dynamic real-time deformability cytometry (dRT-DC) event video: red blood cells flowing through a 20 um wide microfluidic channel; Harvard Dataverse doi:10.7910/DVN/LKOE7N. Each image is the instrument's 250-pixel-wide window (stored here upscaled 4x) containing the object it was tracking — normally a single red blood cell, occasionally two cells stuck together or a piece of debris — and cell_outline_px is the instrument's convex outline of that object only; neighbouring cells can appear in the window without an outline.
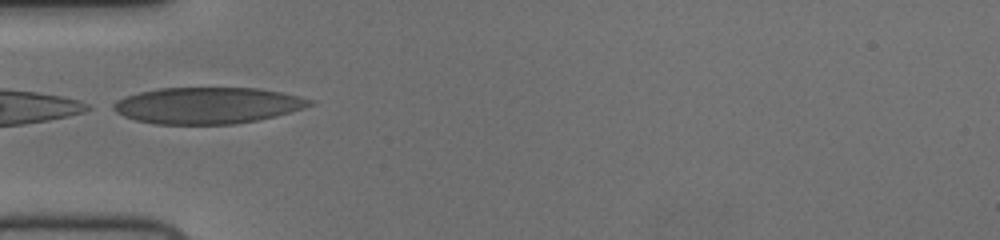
{"species": "human", "species_latin": "Homo sapiens", "temperature_condition": "cold", "stored_images_in_passage": 9, "camera_frame_rate_fps": 3000, "um_per_image_px": 0.085, "donor": {"sex": "female"}, "frame": {"image": 1, "passage_image": 1, "time_ms": 0.0, "image_size_px": [1000, 240], "cell_outline_px": [[316, 100], [312, 104], [304, 108], [276, 116], [236, 124], [156, 124], [136, 120], [124, 116], [108, 108], [116, 100], [124, 96], [140, 92], [160, 88], [256, 88], [280, 92], [300, 96]], "centroid_in_image_um": [17.62, 8.96], "position_along_channel_um": 67.4, "area_um2": 41.79}}
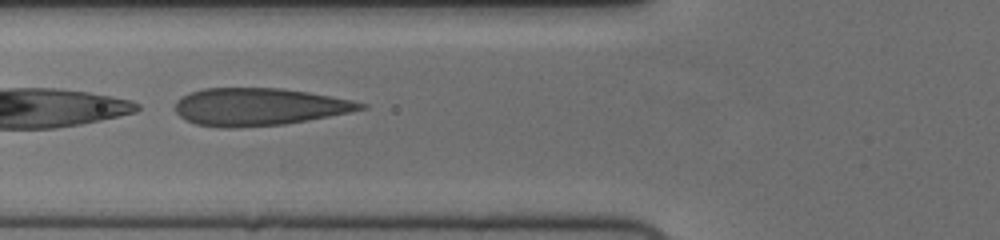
{"frame": {"image": 2, "passage_image": 4, "time_ms": 1.0, "image_size_px": [1000, 240], "cell_outline_px": [[368, 108], [328, 116], [284, 124], [240, 128], [220, 128], [196, 124], [184, 120], [176, 112], [176, 100], [180, 96], [188, 92], [204, 88], [280, 88], [308, 92], [352, 100], [368, 104]], "centroid_in_image_um": [21.96, 9.08], "position_along_channel_um": 103.8, "area_um2": 40.69}}
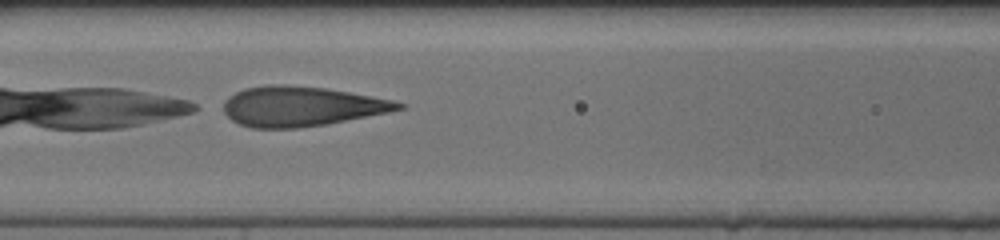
{"frame": {"image": 3, "passage_image": 7, "time_ms": 2.0, "image_size_px": [1000, 240], "cell_outline_px": [[408, 104], [404, 108], [388, 112], [328, 124], [296, 128], [252, 128], [240, 124], [232, 120], [224, 112], [224, 100], [228, 96], [244, 88], [268, 84], [284, 84], [324, 88], [348, 92], [392, 100]], "centroid_in_image_um": [25.59, 9.04], "position_along_channel_um": 141.0, "area_um2": 40.58}}